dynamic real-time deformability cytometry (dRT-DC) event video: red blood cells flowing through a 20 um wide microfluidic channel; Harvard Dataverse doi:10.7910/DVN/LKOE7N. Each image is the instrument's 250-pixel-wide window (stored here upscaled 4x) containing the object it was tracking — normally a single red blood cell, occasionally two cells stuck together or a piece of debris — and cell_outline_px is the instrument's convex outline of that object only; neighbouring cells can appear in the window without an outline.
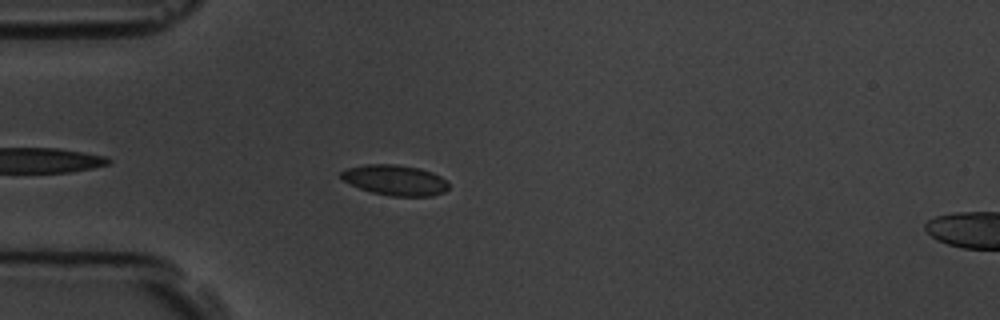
{"species": "common noctule bat (a hibernating species)", "species_latin": "Nyctalus noctula", "temperature_condition": "room temperature", "stored_images_in_passage": 6, "camera_frame_rate_fps": 3000, "um_per_image_px": 0.085, "animal": {"sex": "male", "body_mass_g": 19.5, "forearm_length_mm": 54.6}, "frame": {"image": 1, "passage_image": 5, "time_ms": 4.667, "image_size_px": [1000, 320], "cell_outline_px": [[448, 188], [444, 192], [432, 196], [392, 196], [372, 192], [360, 188], [344, 180], [340, 176], [340, 172], [348, 168], [364, 164], [396, 164], [420, 168], [432, 172], [440, 176], [448, 184]], "centroid_in_image_um": [33.59, 15.3], "position_along_channel_um": 51.4, "area_um2": 18.96}}